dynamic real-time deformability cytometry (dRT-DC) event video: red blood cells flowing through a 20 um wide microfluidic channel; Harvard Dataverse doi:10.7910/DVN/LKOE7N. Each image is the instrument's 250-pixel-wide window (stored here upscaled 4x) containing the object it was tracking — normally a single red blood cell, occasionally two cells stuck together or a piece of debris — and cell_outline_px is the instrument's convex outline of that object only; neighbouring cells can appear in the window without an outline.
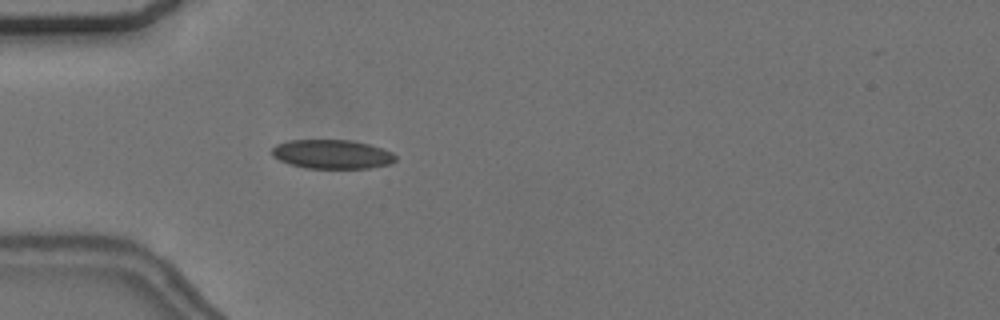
{"species": "common noctule bat (a hibernating species)", "species_latin": "Nyctalus noctula", "temperature_condition": "cold", "stored_images_in_passage": 31, "camera_frame_rate_fps": 3000, "um_per_image_px": 0.085, "animal": {"sex": "female", "body_mass_g": 24.6, "forearm_length_mm": 56.2}, "frame": {"image": 1, "passage_image": 4, "time_ms": 1.0, "image_size_px": [1000, 320], "cell_outline_px": [[396, 160], [388, 164], [368, 168], [308, 168], [292, 164], [280, 160], [272, 156], [272, 148], [276, 144], [288, 140], [352, 140], [368, 144], [392, 152], [396, 156]], "centroid_in_image_um": [28.21, 13.1], "position_along_channel_um": 56.8, "area_um2": 20.75}}
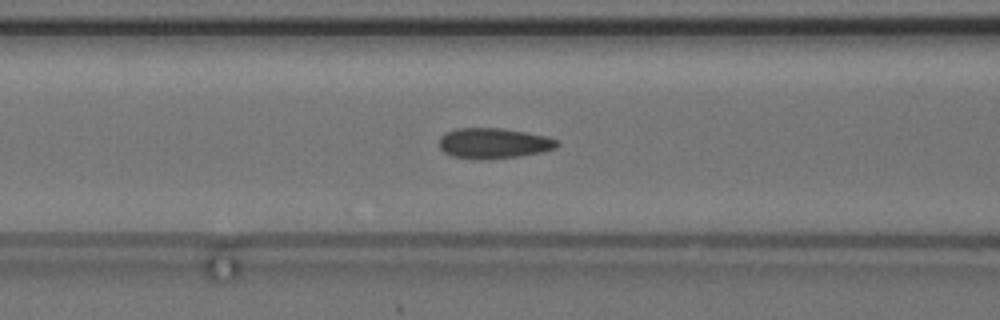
{"frame": {"image": 2, "passage_image": 10, "time_ms": 3.0, "image_size_px": [1000, 320], "cell_outline_px": [[560, 144], [556, 148], [544, 152], [520, 156], [480, 160], [452, 156], [444, 152], [440, 148], [440, 136], [444, 132], [456, 128], [504, 128], [548, 136], [560, 140]], "centroid_in_image_um": [42.0, 12.17], "position_along_channel_um": 124.6, "area_um2": 21.33}}
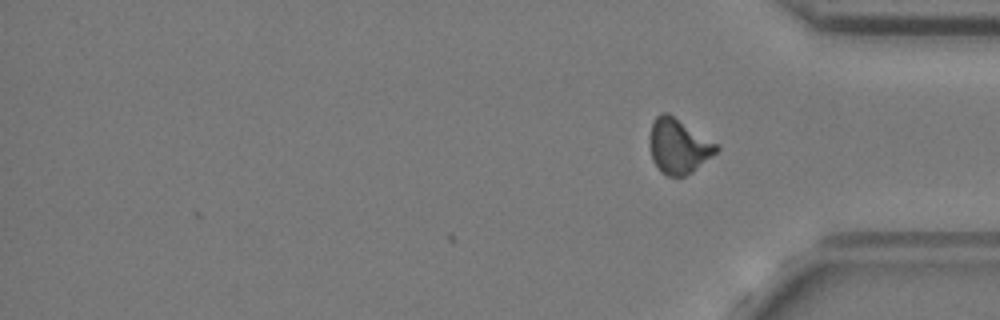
{"frame": {"image": 3, "passage_image": 31, "time_ms": 10.0, "image_size_px": [1000, 320], "cell_outline_px": [[720, 148], [716, 152], [692, 172], [684, 176], [668, 176], [660, 172], [652, 160], [648, 144], [648, 136], [652, 124], [656, 116], [660, 112], [668, 112], [720, 144]], "centroid_in_image_um": [57.65, 12.4], "position_along_channel_um": 377.5, "area_um2": 21.79}, "authors_computed_cell_mechanics": {"area_um2": 20.6346, "velocity_mm_per_s": 3.6868, "shape_relaxation_time_tau1_ms": null, "shape_relaxation_time_tau2_ms": 1.6402, "deformation_change_tau1": null, "deformation_change_tau2": 0.0835}}